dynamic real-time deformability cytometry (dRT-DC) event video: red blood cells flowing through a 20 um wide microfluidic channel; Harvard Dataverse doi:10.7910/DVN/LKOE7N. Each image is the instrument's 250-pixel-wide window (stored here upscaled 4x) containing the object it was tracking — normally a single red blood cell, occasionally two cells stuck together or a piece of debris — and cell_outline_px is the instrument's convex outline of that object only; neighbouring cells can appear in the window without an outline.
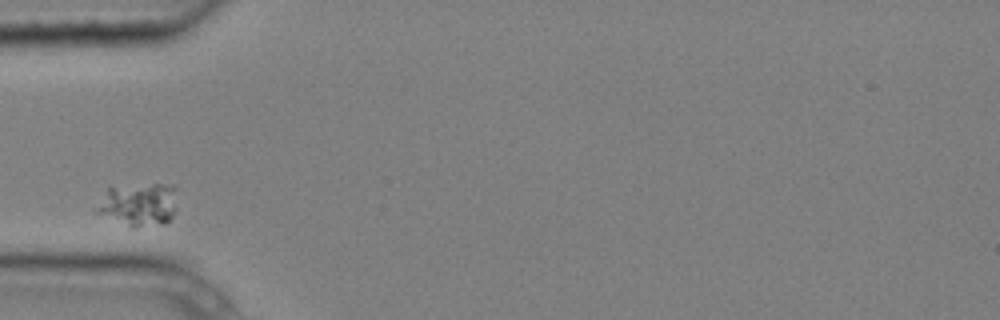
{"species": "common noctule bat (a hibernating species)", "species_latin": "Nyctalus noctula", "temperature_condition": "cold", "stored_images_in_passage": 6, "camera_frame_rate_fps": 3000, "um_per_image_px": 0.085, "animal": {"sex": "male", "body_mass_g": 20.4}, "frame": {"image": 1, "passage_image": 1, "time_ms": 0.0, "image_size_px": [1000, 320], "cell_outline_px": [[176, 212], [172, 220], [164, 224], [136, 228], [132, 228], [96, 212], [96, 208], [108, 188], [152, 184], [172, 184], [176, 188]], "centroid_in_image_um": [11.88, 17.41], "position_along_channel_um": 73.1, "area_um2": 20.35}}
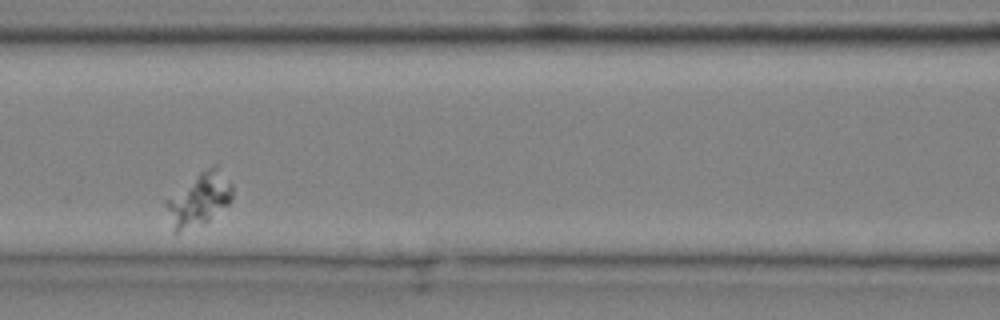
{"frame": {"image": 2, "passage_image": 3, "time_ms": 0.667, "image_size_px": [1000, 320], "cell_outline_px": [[232, 200], [228, 204], [208, 220], [176, 232], [164, 204], [164, 200], [200, 172], [212, 164], [216, 164], [232, 184]], "centroid_in_image_um": [16.94, 16.87], "position_along_channel_um": 149.7, "area_um2": 19.83}}
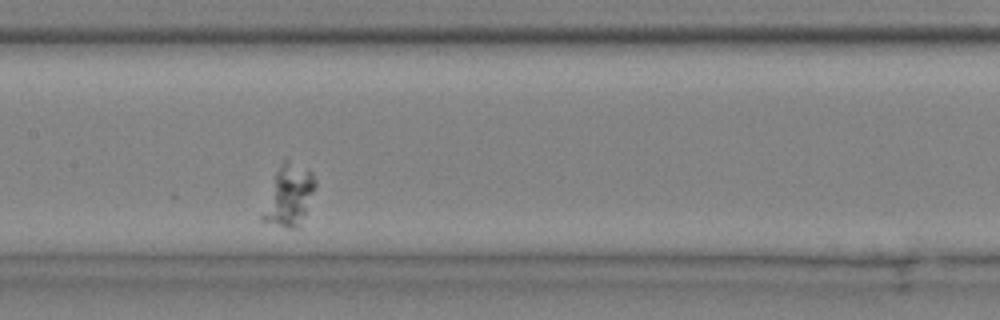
{"frame": {"image": 3, "passage_image": 4, "time_ms": 1.0, "image_size_px": [1000, 320], "cell_outline_px": [[316, 188], [300, 228], [288, 228], [260, 220], [260, 216], [276, 172], [284, 156], [308, 168], [312, 172], [316, 180]], "centroid_in_image_um": [24.59, 16.59], "position_along_channel_um": 182.8, "area_um2": 19.13}}